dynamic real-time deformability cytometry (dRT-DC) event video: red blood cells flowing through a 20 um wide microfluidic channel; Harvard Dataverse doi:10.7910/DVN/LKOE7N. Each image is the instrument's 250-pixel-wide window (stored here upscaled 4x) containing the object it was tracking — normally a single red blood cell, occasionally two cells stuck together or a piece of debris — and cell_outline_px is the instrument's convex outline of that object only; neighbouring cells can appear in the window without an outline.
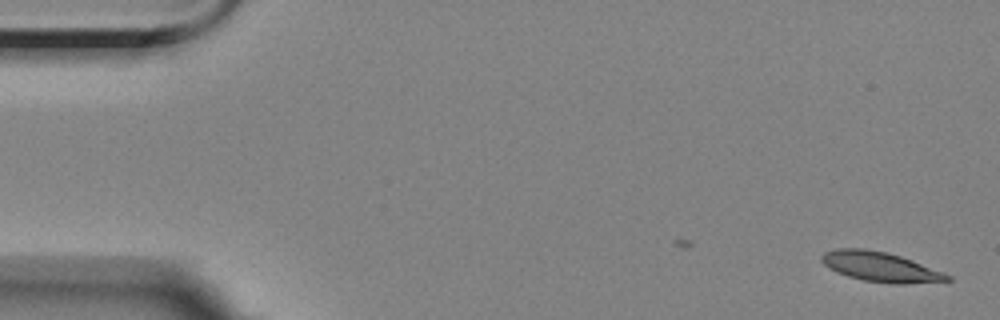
{"species": "Egyptian fruit bat (a non-hibernating species)", "species_latin": "Rousettus aegyptiacus", "temperature_condition": "room temperature", "stored_images_in_passage": 2, "camera_frame_rate_fps": 3000, "um_per_image_px": 0.085, "animal": {"sex": "female"}, "frame": {"image": 1, "passage_image": 2, "time_ms": 1.0, "image_size_px": [1000, 320], "cell_outline_px": [[952, 280], [904, 284], [892, 284], [864, 280], [848, 276], [836, 272], [828, 268], [820, 260], [820, 256], [824, 252], [836, 248], [864, 248], [888, 252], [912, 260], [944, 272], [952, 276]], "centroid_in_image_um": [74.81, 22.67], "position_along_channel_um": 10.2, "area_um2": 21.96}}